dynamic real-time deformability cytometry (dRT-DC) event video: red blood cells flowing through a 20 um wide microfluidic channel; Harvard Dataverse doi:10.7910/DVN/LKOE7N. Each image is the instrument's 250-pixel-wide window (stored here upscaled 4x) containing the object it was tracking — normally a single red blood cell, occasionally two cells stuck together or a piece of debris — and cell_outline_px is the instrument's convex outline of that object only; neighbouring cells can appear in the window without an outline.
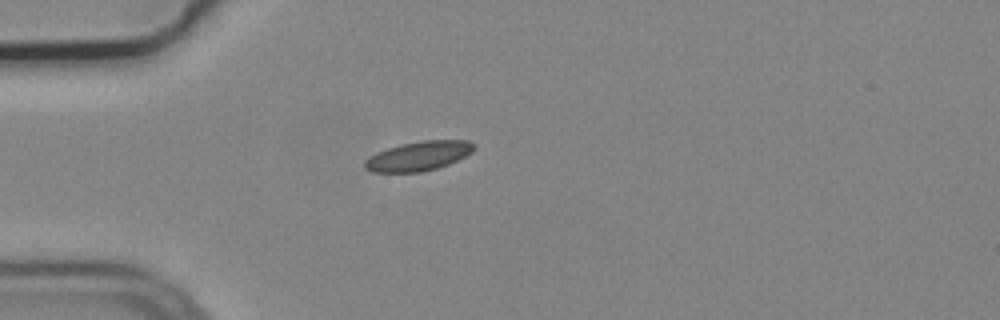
{"species": "common noctule bat (a hibernating species)", "species_latin": "Nyctalus noctula", "temperature_condition": "cold", "stored_images_in_passage": 1, "camera_frame_rate_fps": 3000, "um_per_image_px": 0.085, "animal": {"sex": "male", "body_mass_g": 19.2, "forearm_length_mm": 51.8}, "frame": {"image": 1, "passage_image": 1, "time_ms": 0.0, "image_size_px": [1000, 320], "cell_outline_px": [[476, 148], [472, 152], [448, 164], [436, 168], [420, 172], [372, 172], [364, 168], [364, 160], [368, 156], [376, 152], [400, 144], [424, 140], [468, 140], [476, 144]], "centroid_in_image_um": [35.56, 13.25], "position_along_channel_um": 49.4, "area_um2": 18.79}}